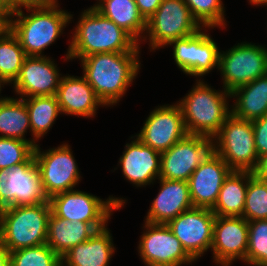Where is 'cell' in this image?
I'll return each mask as SVG.
<instances>
[{
    "label": "cell",
    "mask_w": 267,
    "mask_h": 266,
    "mask_svg": "<svg viewBox=\"0 0 267 266\" xmlns=\"http://www.w3.org/2000/svg\"><path fill=\"white\" fill-rule=\"evenodd\" d=\"M140 52H107L81 60L83 76L104 106L115 105L124 96L140 69Z\"/></svg>",
    "instance_id": "obj_1"
},
{
    "label": "cell",
    "mask_w": 267,
    "mask_h": 266,
    "mask_svg": "<svg viewBox=\"0 0 267 266\" xmlns=\"http://www.w3.org/2000/svg\"><path fill=\"white\" fill-rule=\"evenodd\" d=\"M74 30L66 54L67 60L82 59L98 53L140 50V43L93 6L82 12Z\"/></svg>",
    "instance_id": "obj_2"
},
{
    "label": "cell",
    "mask_w": 267,
    "mask_h": 266,
    "mask_svg": "<svg viewBox=\"0 0 267 266\" xmlns=\"http://www.w3.org/2000/svg\"><path fill=\"white\" fill-rule=\"evenodd\" d=\"M196 81L188 95L177 103L185 129L191 135L215 136L231 114L227 102L231 93L227 90H214L203 79Z\"/></svg>",
    "instance_id": "obj_3"
},
{
    "label": "cell",
    "mask_w": 267,
    "mask_h": 266,
    "mask_svg": "<svg viewBox=\"0 0 267 266\" xmlns=\"http://www.w3.org/2000/svg\"><path fill=\"white\" fill-rule=\"evenodd\" d=\"M56 7L26 8L13 12L9 29L17 37L27 56H44L42 51L55 42L71 21L72 15Z\"/></svg>",
    "instance_id": "obj_4"
},
{
    "label": "cell",
    "mask_w": 267,
    "mask_h": 266,
    "mask_svg": "<svg viewBox=\"0 0 267 266\" xmlns=\"http://www.w3.org/2000/svg\"><path fill=\"white\" fill-rule=\"evenodd\" d=\"M50 201L0 210V240L10 251L47 243Z\"/></svg>",
    "instance_id": "obj_5"
},
{
    "label": "cell",
    "mask_w": 267,
    "mask_h": 266,
    "mask_svg": "<svg viewBox=\"0 0 267 266\" xmlns=\"http://www.w3.org/2000/svg\"><path fill=\"white\" fill-rule=\"evenodd\" d=\"M217 155L215 136L187 134L167 151L161 153L159 178L189 180L195 169Z\"/></svg>",
    "instance_id": "obj_6"
},
{
    "label": "cell",
    "mask_w": 267,
    "mask_h": 266,
    "mask_svg": "<svg viewBox=\"0 0 267 266\" xmlns=\"http://www.w3.org/2000/svg\"><path fill=\"white\" fill-rule=\"evenodd\" d=\"M51 211L69 221L90 223L97 231L105 228L113 210L125 204L122 198L109 196L106 201L83 191L70 190L52 196Z\"/></svg>",
    "instance_id": "obj_7"
},
{
    "label": "cell",
    "mask_w": 267,
    "mask_h": 266,
    "mask_svg": "<svg viewBox=\"0 0 267 266\" xmlns=\"http://www.w3.org/2000/svg\"><path fill=\"white\" fill-rule=\"evenodd\" d=\"M201 28L183 0H163L155 13L146 20L147 33L143 40L149 37L150 48L155 50L173 40L191 36Z\"/></svg>",
    "instance_id": "obj_8"
},
{
    "label": "cell",
    "mask_w": 267,
    "mask_h": 266,
    "mask_svg": "<svg viewBox=\"0 0 267 266\" xmlns=\"http://www.w3.org/2000/svg\"><path fill=\"white\" fill-rule=\"evenodd\" d=\"M215 137L217 154L233 171L252 172L255 169L258 156L251 121L231 113Z\"/></svg>",
    "instance_id": "obj_9"
},
{
    "label": "cell",
    "mask_w": 267,
    "mask_h": 266,
    "mask_svg": "<svg viewBox=\"0 0 267 266\" xmlns=\"http://www.w3.org/2000/svg\"><path fill=\"white\" fill-rule=\"evenodd\" d=\"M49 201L34 154L24 163L0 169V210Z\"/></svg>",
    "instance_id": "obj_10"
},
{
    "label": "cell",
    "mask_w": 267,
    "mask_h": 266,
    "mask_svg": "<svg viewBox=\"0 0 267 266\" xmlns=\"http://www.w3.org/2000/svg\"><path fill=\"white\" fill-rule=\"evenodd\" d=\"M222 52L219 53L218 70L222 75L223 89L230 93L235 88L267 74L265 46L241 42Z\"/></svg>",
    "instance_id": "obj_11"
},
{
    "label": "cell",
    "mask_w": 267,
    "mask_h": 266,
    "mask_svg": "<svg viewBox=\"0 0 267 266\" xmlns=\"http://www.w3.org/2000/svg\"><path fill=\"white\" fill-rule=\"evenodd\" d=\"M69 146L62 144L45 152H41L38 145L34 148L35 162L49 199L56 194L73 190L80 181L79 168Z\"/></svg>",
    "instance_id": "obj_12"
},
{
    "label": "cell",
    "mask_w": 267,
    "mask_h": 266,
    "mask_svg": "<svg viewBox=\"0 0 267 266\" xmlns=\"http://www.w3.org/2000/svg\"><path fill=\"white\" fill-rule=\"evenodd\" d=\"M215 217L209 208L192 207L170 220L167 226L196 261L211 248Z\"/></svg>",
    "instance_id": "obj_13"
},
{
    "label": "cell",
    "mask_w": 267,
    "mask_h": 266,
    "mask_svg": "<svg viewBox=\"0 0 267 266\" xmlns=\"http://www.w3.org/2000/svg\"><path fill=\"white\" fill-rule=\"evenodd\" d=\"M144 223L146 232L140 238L138 252L146 266H182L194 262L167 224Z\"/></svg>",
    "instance_id": "obj_14"
},
{
    "label": "cell",
    "mask_w": 267,
    "mask_h": 266,
    "mask_svg": "<svg viewBox=\"0 0 267 266\" xmlns=\"http://www.w3.org/2000/svg\"><path fill=\"white\" fill-rule=\"evenodd\" d=\"M168 45H174V61L187 75L202 77L214 68H219V48L202 28L195 34L173 40Z\"/></svg>",
    "instance_id": "obj_15"
},
{
    "label": "cell",
    "mask_w": 267,
    "mask_h": 266,
    "mask_svg": "<svg viewBox=\"0 0 267 266\" xmlns=\"http://www.w3.org/2000/svg\"><path fill=\"white\" fill-rule=\"evenodd\" d=\"M179 105H162L155 108L145 120L140 133L135 136L159 153L167 151L186 135Z\"/></svg>",
    "instance_id": "obj_16"
},
{
    "label": "cell",
    "mask_w": 267,
    "mask_h": 266,
    "mask_svg": "<svg viewBox=\"0 0 267 266\" xmlns=\"http://www.w3.org/2000/svg\"><path fill=\"white\" fill-rule=\"evenodd\" d=\"M248 221L244 217L216 216L211 251L214 262L231 266L236 259L246 263Z\"/></svg>",
    "instance_id": "obj_17"
},
{
    "label": "cell",
    "mask_w": 267,
    "mask_h": 266,
    "mask_svg": "<svg viewBox=\"0 0 267 266\" xmlns=\"http://www.w3.org/2000/svg\"><path fill=\"white\" fill-rule=\"evenodd\" d=\"M60 75L49 56H27L13 87L20 98L56 95Z\"/></svg>",
    "instance_id": "obj_18"
},
{
    "label": "cell",
    "mask_w": 267,
    "mask_h": 266,
    "mask_svg": "<svg viewBox=\"0 0 267 266\" xmlns=\"http://www.w3.org/2000/svg\"><path fill=\"white\" fill-rule=\"evenodd\" d=\"M232 171L218 154L209 162L200 164L188 180L193 207L212 209L225 179Z\"/></svg>",
    "instance_id": "obj_19"
},
{
    "label": "cell",
    "mask_w": 267,
    "mask_h": 266,
    "mask_svg": "<svg viewBox=\"0 0 267 266\" xmlns=\"http://www.w3.org/2000/svg\"><path fill=\"white\" fill-rule=\"evenodd\" d=\"M125 145V151L119 159L126 180L137 187L153 184L161 171V153L144 145L137 136Z\"/></svg>",
    "instance_id": "obj_20"
},
{
    "label": "cell",
    "mask_w": 267,
    "mask_h": 266,
    "mask_svg": "<svg viewBox=\"0 0 267 266\" xmlns=\"http://www.w3.org/2000/svg\"><path fill=\"white\" fill-rule=\"evenodd\" d=\"M160 180L159 193L154 198L144 222L167 224L182 212L193 207L189 183L181 180Z\"/></svg>",
    "instance_id": "obj_21"
},
{
    "label": "cell",
    "mask_w": 267,
    "mask_h": 266,
    "mask_svg": "<svg viewBox=\"0 0 267 266\" xmlns=\"http://www.w3.org/2000/svg\"><path fill=\"white\" fill-rule=\"evenodd\" d=\"M55 96L66 115L93 118L98 106H104L84 76H62Z\"/></svg>",
    "instance_id": "obj_22"
},
{
    "label": "cell",
    "mask_w": 267,
    "mask_h": 266,
    "mask_svg": "<svg viewBox=\"0 0 267 266\" xmlns=\"http://www.w3.org/2000/svg\"><path fill=\"white\" fill-rule=\"evenodd\" d=\"M107 226L84 243L75 245L61 258L62 266H108L115 252Z\"/></svg>",
    "instance_id": "obj_23"
},
{
    "label": "cell",
    "mask_w": 267,
    "mask_h": 266,
    "mask_svg": "<svg viewBox=\"0 0 267 266\" xmlns=\"http://www.w3.org/2000/svg\"><path fill=\"white\" fill-rule=\"evenodd\" d=\"M96 231L90 223L71 222L52 212L48 221L46 244L62 258L72 247L84 243Z\"/></svg>",
    "instance_id": "obj_24"
},
{
    "label": "cell",
    "mask_w": 267,
    "mask_h": 266,
    "mask_svg": "<svg viewBox=\"0 0 267 266\" xmlns=\"http://www.w3.org/2000/svg\"><path fill=\"white\" fill-rule=\"evenodd\" d=\"M232 97L236 98L231 106L235 117L253 121L267 115V74L235 88Z\"/></svg>",
    "instance_id": "obj_25"
},
{
    "label": "cell",
    "mask_w": 267,
    "mask_h": 266,
    "mask_svg": "<svg viewBox=\"0 0 267 266\" xmlns=\"http://www.w3.org/2000/svg\"><path fill=\"white\" fill-rule=\"evenodd\" d=\"M93 7L129 33L138 43L143 41L146 20L140 14L135 0H99Z\"/></svg>",
    "instance_id": "obj_26"
},
{
    "label": "cell",
    "mask_w": 267,
    "mask_h": 266,
    "mask_svg": "<svg viewBox=\"0 0 267 266\" xmlns=\"http://www.w3.org/2000/svg\"><path fill=\"white\" fill-rule=\"evenodd\" d=\"M248 186V171H232L225 179L211 209L216 216L242 217Z\"/></svg>",
    "instance_id": "obj_27"
},
{
    "label": "cell",
    "mask_w": 267,
    "mask_h": 266,
    "mask_svg": "<svg viewBox=\"0 0 267 266\" xmlns=\"http://www.w3.org/2000/svg\"><path fill=\"white\" fill-rule=\"evenodd\" d=\"M30 129L29 113L22 98H0V137L13 138L24 141V135Z\"/></svg>",
    "instance_id": "obj_28"
},
{
    "label": "cell",
    "mask_w": 267,
    "mask_h": 266,
    "mask_svg": "<svg viewBox=\"0 0 267 266\" xmlns=\"http://www.w3.org/2000/svg\"><path fill=\"white\" fill-rule=\"evenodd\" d=\"M22 99L25 101L29 113L31 134L33 135L32 145L36 147L38 145L36 141L50 130L57 116L62 112L55 95Z\"/></svg>",
    "instance_id": "obj_29"
},
{
    "label": "cell",
    "mask_w": 267,
    "mask_h": 266,
    "mask_svg": "<svg viewBox=\"0 0 267 266\" xmlns=\"http://www.w3.org/2000/svg\"><path fill=\"white\" fill-rule=\"evenodd\" d=\"M27 55L9 28L0 35V83L13 84Z\"/></svg>",
    "instance_id": "obj_30"
},
{
    "label": "cell",
    "mask_w": 267,
    "mask_h": 266,
    "mask_svg": "<svg viewBox=\"0 0 267 266\" xmlns=\"http://www.w3.org/2000/svg\"><path fill=\"white\" fill-rule=\"evenodd\" d=\"M242 217L247 221L267 219V184L250 171Z\"/></svg>",
    "instance_id": "obj_31"
},
{
    "label": "cell",
    "mask_w": 267,
    "mask_h": 266,
    "mask_svg": "<svg viewBox=\"0 0 267 266\" xmlns=\"http://www.w3.org/2000/svg\"><path fill=\"white\" fill-rule=\"evenodd\" d=\"M246 263L267 266V219L248 221Z\"/></svg>",
    "instance_id": "obj_32"
},
{
    "label": "cell",
    "mask_w": 267,
    "mask_h": 266,
    "mask_svg": "<svg viewBox=\"0 0 267 266\" xmlns=\"http://www.w3.org/2000/svg\"><path fill=\"white\" fill-rule=\"evenodd\" d=\"M10 266H62V262L45 243L10 252Z\"/></svg>",
    "instance_id": "obj_33"
},
{
    "label": "cell",
    "mask_w": 267,
    "mask_h": 266,
    "mask_svg": "<svg viewBox=\"0 0 267 266\" xmlns=\"http://www.w3.org/2000/svg\"><path fill=\"white\" fill-rule=\"evenodd\" d=\"M192 17L201 27H225L224 5L221 0H183Z\"/></svg>",
    "instance_id": "obj_34"
},
{
    "label": "cell",
    "mask_w": 267,
    "mask_h": 266,
    "mask_svg": "<svg viewBox=\"0 0 267 266\" xmlns=\"http://www.w3.org/2000/svg\"><path fill=\"white\" fill-rule=\"evenodd\" d=\"M30 141L0 137V169L26 162L34 154Z\"/></svg>",
    "instance_id": "obj_35"
},
{
    "label": "cell",
    "mask_w": 267,
    "mask_h": 266,
    "mask_svg": "<svg viewBox=\"0 0 267 266\" xmlns=\"http://www.w3.org/2000/svg\"><path fill=\"white\" fill-rule=\"evenodd\" d=\"M252 122L254 141L257 156L267 154V115L255 119Z\"/></svg>",
    "instance_id": "obj_36"
},
{
    "label": "cell",
    "mask_w": 267,
    "mask_h": 266,
    "mask_svg": "<svg viewBox=\"0 0 267 266\" xmlns=\"http://www.w3.org/2000/svg\"><path fill=\"white\" fill-rule=\"evenodd\" d=\"M163 0H135L140 14L148 20L158 9Z\"/></svg>",
    "instance_id": "obj_37"
},
{
    "label": "cell",
    "mask_w": 267,
    "mask_h": 266,
    "mask_svg": "<svg viewBox=\"0 0 267 266\" xmlns=\"http://www.w3.org/2000/svg\"><path fill=\"white\" fill-rule=\"evenodd\" d=\"M58 0H21L22 7L26 8H40V7H56Z\"/></svg>",
    "instance_id": "obj_38"
},
{
    "label": "cell",
    "mask_w": 267,
    "mask_h": 266,
    "mask_svg": "<svg viewBox=\"0 0 267 266\" xmlns=\"http://www.w3.org/2000/svg\"><path fill=\"white\" fill-rule=\"evenodd\" d=\"M252 174L260 180L267 179V154L258 157L257 165Z\"/></svg>",
    "instance_id": "obj_39"
},
{
    "label": "cell",
    "mask_w": 267,
    "mask_h": 266,
    "mask_svg": "<svg viewBox=\"0 0 267 266\" xmlns=\"http://www.w3.org/2000/svg\"><path fill=\"white\" fill-rule=\"evenodd\" d=\"M13 12L7 7V5L0 0V23L7 29L10 26L13 18Z\"/></svg>",
    "instance_id": "obj_40"
},
{
    "label": "cell",
    "mask_w": 267,
    "mask_h": 266,
    "mask_svg": "<svg viewBox=\"0 0 267 266\" xmlns=\"http://www.w3.org/2000/svg\"><path fill=\"white\" fill-rule=\"evenodd\" d=\"M0 266H10V251L0 240Z\"/></svg>",
    "instance_id": "obj_41"
},
{
    "label": "cell",
    "mask_w": 267,
    "mask_h": 266,
    "mask_svg": "<svg viewBox=\"0 0 267 266\" xmlns=\"http://www.w3.org/2000/svg\"><path fill=\"white\" fill-rule=\"evenodd\" d=\"M7 7L12 11L15 12L21 9V0H2Z\"/></svg>",
    "instance_id": "obj_42"
},
{
    "label": "cell",
    "mask_w": 267,
    "mask_h": 266,
    "mask_svg": "<svg viewBox=\"0 0 267 266\" xmlns=\"http://www.w3.org/2000/svg\"><path fill=\"white\" fill-rule=\"evenodd\" d=\"M249 2L252 4V5H266L267 6V0H249Z\"/></svg>",
    "instance_id": "obj_43"
},
{
    "label": "cell",
    "mask_w": 267,
    "mask_h": 266,
    "mask_svg": "<svg viewBox=\"0 0 267 266\" xmlns=\"http://www.w3.org/2000/svg\"><path fill=\"white\" fill-rule=\"evenodd\" d=\"M6 28L0 23V35L2 34V32L5 30Z\"/></svg>",
    "instance_id": "obj_44"
}]
</instances>
